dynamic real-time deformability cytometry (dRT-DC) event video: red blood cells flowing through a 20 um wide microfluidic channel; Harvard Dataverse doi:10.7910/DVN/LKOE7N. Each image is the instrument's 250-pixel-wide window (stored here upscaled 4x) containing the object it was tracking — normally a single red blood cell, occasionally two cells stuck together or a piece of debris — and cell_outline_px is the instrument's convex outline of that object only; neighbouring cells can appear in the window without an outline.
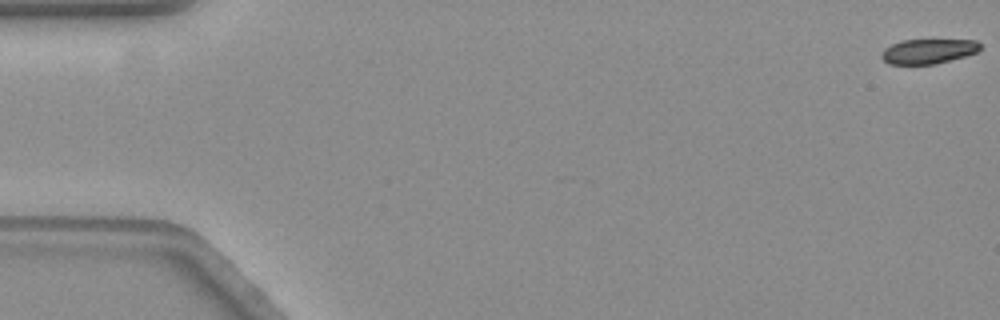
{"species": "common noctule bat (a hibernating species)", "species_latin": "Nyctalus noctula", "temperature_condition": "warm", "stored_images_in_passage": 59, "camera_frame_rate_fps": 3000, "um_per_image_px": 0.085, "animal": {"sex": "female", "body_mass_g": 19.3, "forearm_length_mm": 54.1}, "frame": {"image": 1, "passage_image": 1, "time_ms": 0.0, "image_size_px": [1000, 320], "cell_outline_px": [[980, 48], [976, 52], [964, 56], [936, 64], [888, 64], [880, 56], [880, 52], [884, 48], [892, 44], [904, 40], [976, 40], [980, 44]], "centroid_in_image_um": [78.86, 4.36], "position_along_channel_um": 6.1, "area_um2": 14.16}}
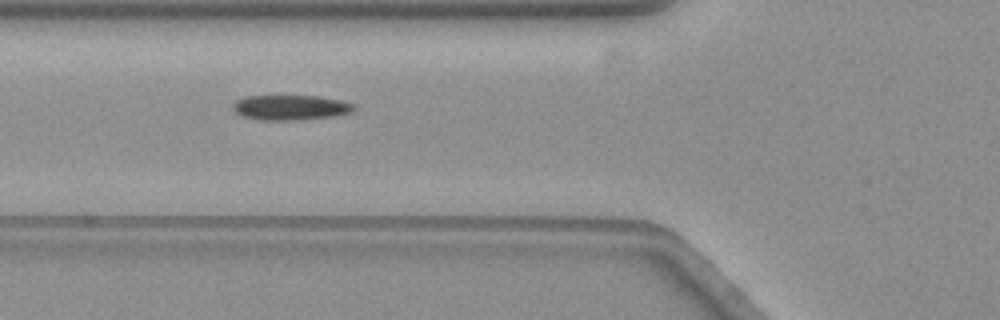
{"frame": {"image": 2, "passage_image": 22, "time_ms": 7.0, "image_size_px": [1000, 320], "cell_outline_px": [[356, 108], [352, 112], [336, 116], [296, 120], [260, 120], [240, 116], [232, 108], [232, 104], [236, 100], [244, 96], [320, 96], [340, 100], [356, 104]], "centroid_in_image_um": [24.7, 9.14], "position_along_channel_um": 101.1, "area_um2": 17.92}}
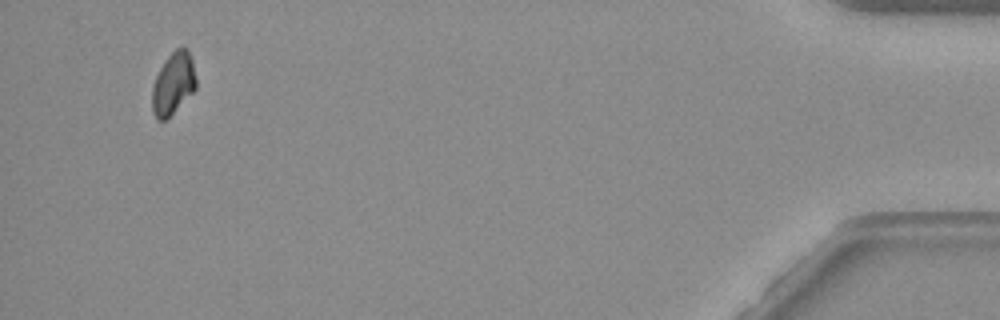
{"frame": {"image": 3, "passage_image": 56, "time_ms": 18.333, "image_size_px": [1000, 320], "cell_outline_px": [[196, 88], [164, 120], [156, 120], [152, 108], [152, 88], [156, 76], [164, 60], [176, 48], [184, 48], [188, 52], [192, 60], [196, 80]], "centroid_in_image_um": [14.7, 7.09], "position_along_channel_um": 420.5, "area_um2": 15.43}, "authors_computed_cell_mechanics": {"area_um2": 16.7042, "velocity_mm_per_s": 3.5524, "shape_relaxation_time_tau1_ms": 4.6736, "shape_relaxation_time_tau2_ms": null, "deformation_change_tau1": 0.1243, "deformation_change_tau2": null}}